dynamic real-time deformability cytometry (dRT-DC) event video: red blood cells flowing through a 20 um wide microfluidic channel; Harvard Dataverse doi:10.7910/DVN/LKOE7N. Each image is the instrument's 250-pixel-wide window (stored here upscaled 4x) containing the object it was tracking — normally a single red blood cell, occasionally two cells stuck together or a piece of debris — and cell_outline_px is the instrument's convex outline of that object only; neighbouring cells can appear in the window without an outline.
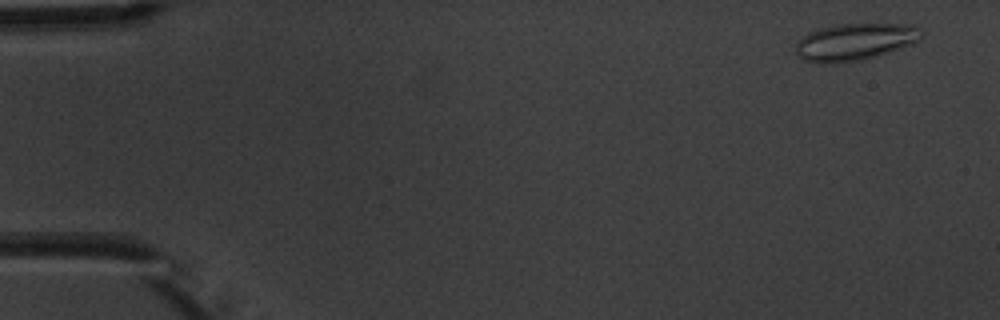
{"species": "common noctule bat (a hibernating species)", "species_latin": "Nyctalus noctula", "temperature_condition": "warm", "stored_images_in_passage": 6, "camera_frame_rate_fps": 3000, "um_per_image_px": 0.085, "animal": {"sex": "male", "body_mass_g": 20.1, "forearm_length_mm": 53.5}, "frame": {"image": 1, "passage_image": 1, "time_ms": 0.0, "image_size_px": [1000, 320], "cell_outline_px": [[924, 36], [920, 40], [888, 52], [876, 56], [860, 60], [840, 64], [820, 64], [804, 60], [796, 56], [796, 44], [808, 32], [820, 28], [836, 24], [912, 24], [920, 28], [924, 32]], "centroid_in_image_um": [72.66, 3.56], "position_along_channel_um": 12.3, "area_um2": 27.4}}
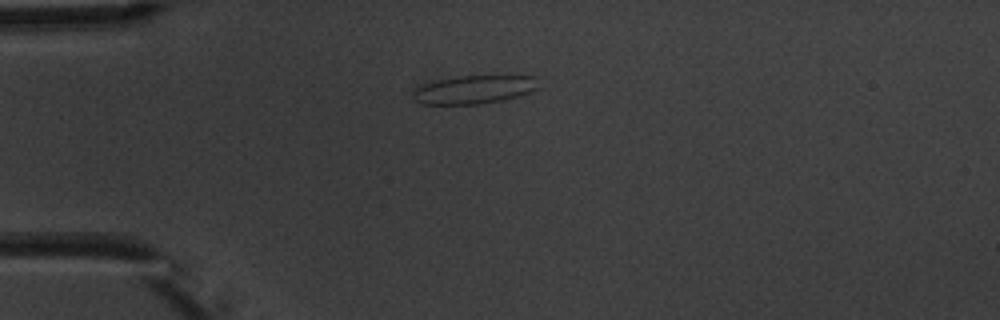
{"frame": {"image": 2, "passage_image": 4, "time_ms": 3.667, "image_size_px": [1000, 320], "cell_outline_px": [[540, 88], [532, 92], [500, 100], [480, 104], [420, 104], [412, 100], [412, 92], [416, 88], [424, 84], [440, 80], [460, 76], [496, 72], [536, 76]], "centroid_in_image_um": [40.4, 7.55], "position_along_channel_um": 44.6, "area_um2": 21.79}}
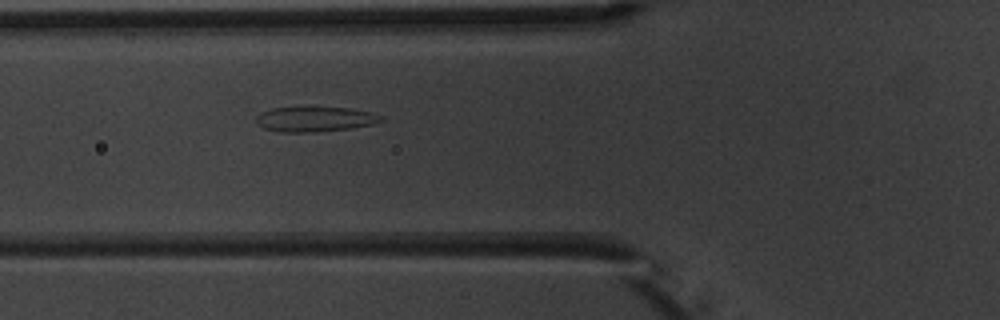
{"frame": {"image": 3, "passage_image": 6, "time_ms": 5.667, "image_size_px": [1000, 320], "cell_outline_px": [[384, 120], [372, 124], [348, 128], [316, 132], [280, 132], [264, 128], [256, 124], [256, 116], [260, 112], [272, 108], [300, 104], [352, 108], [372, 112], [380, 116]], "centroid_in_image_um": [26.7, 10.07], "position_along_channel_um": 99.1, "area_um2": 19.13}}